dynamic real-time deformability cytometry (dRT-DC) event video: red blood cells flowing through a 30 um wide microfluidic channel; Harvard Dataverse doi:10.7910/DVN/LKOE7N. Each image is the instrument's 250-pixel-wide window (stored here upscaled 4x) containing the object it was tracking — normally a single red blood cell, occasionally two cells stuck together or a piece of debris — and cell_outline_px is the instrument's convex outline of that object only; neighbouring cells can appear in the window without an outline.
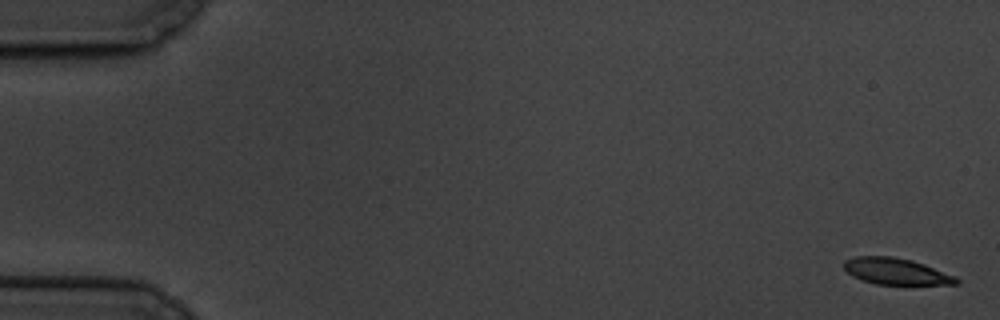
{"species": "common noctule bat (a hibernating species)", "species_latin": "Nyctalus noctula", "temperature_condition": "cold", "stored_images_in_passage": 7, "camera_frame_rate_fps": 3000, "um_per_image_px": 0.085, "animal": {"sex": "male", "body_mass_g": 19.5, "forearm_length_mm": 54.6}, "frame": {"image": 1, "passage_image": 1, "time_ms": 0.0, "image_size_px": [1000, 320], "cell_outline_px": [[960, 284], [876, 284], [852, 276], [844, 268], [844, 260], [856, 256], [892, 256], [912, 260], [924, 264], [956, 276], [960, 280]], "centroid_in_image_um": [76.18, 23.06], "position_along_channel_um": 8.8, "area_um2": 17.22}}
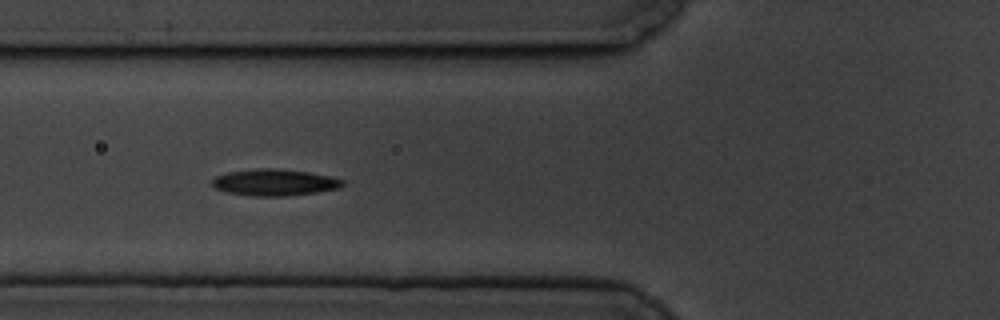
{"frame": {"image": 2, "passage_image": 6, "time_ms": 7.0, "image_size_px": [1000, 320], "cell_outline_px": [[344, 184], [340, 188], [316, 192], [284, 196], [252, 196], [228, 192], [216, 188], [212, 184], [212, 180], [216, 176], [228, 172], [256, 168], [272, 168], [308, 172], [332, 176], [344, 180]], "centroid_in_image_um": [23.36, 15.5], "position_along_channel_um": 102.4, "area_um2": 20.11}}
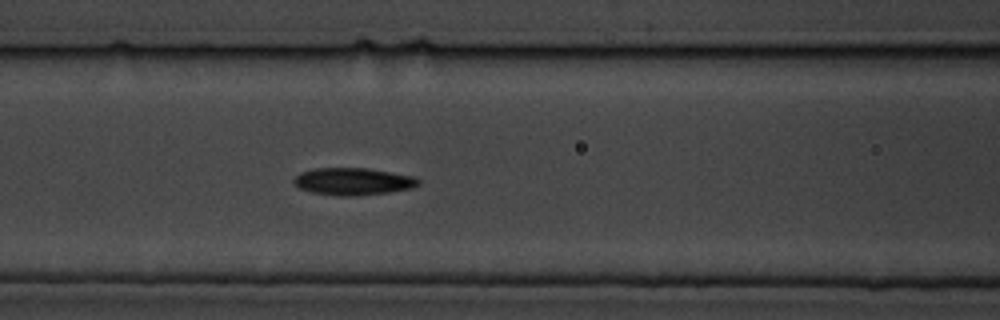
{"frame": {"image": 3, "passage_image": 7, "time_ms": 8.0, "image_size_px": [1000, 320], "cell_outline_px": [[420, 184], [412, 188], [388, 192], [352, 196], [344, 196], [312, 192], [300, 188], [292, 184], [292, 180], [300, 172], [312, 168], [368, 168], [416, 176], [420, 180]], "centroid_in_image_um": [30.01, 15.41], "position_along_channel_um": 136.6, "area_um2": 19.88}}